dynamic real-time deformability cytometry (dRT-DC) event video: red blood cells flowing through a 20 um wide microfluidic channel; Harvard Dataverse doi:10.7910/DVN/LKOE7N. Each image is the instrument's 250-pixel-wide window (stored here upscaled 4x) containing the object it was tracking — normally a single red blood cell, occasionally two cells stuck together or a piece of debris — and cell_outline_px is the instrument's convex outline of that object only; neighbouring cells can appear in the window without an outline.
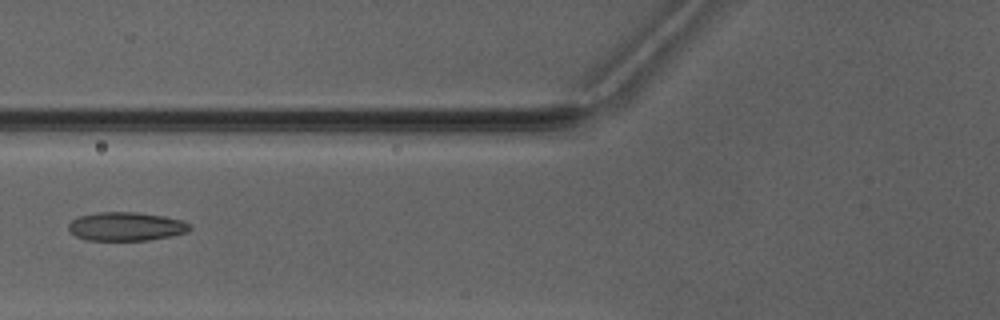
{"species": "Egyptian fruit bat (a non-hibernating species)", "species_latin": "Rousettus aegyptiacus", "temperature_condition": "warm", "stored_images_in_passage": 3, "camera_frame_rate_fps": 3000, "um_per_image_px": 0.085, "animal": {"sex": "male"}, "frame": {"image": 1, "passage_image": 2, "time_ms": 1.333, "image_size_px": [1000, 320], "cell_outline_px": [[192, 228], [188, 232], [172, 236], [148, 240], [88, 240], [76, 236], [68, 228], [68, 224], [72, 220], [80, 216], [96, 212], [136, 212], [164, 216], [180, 220], [192, 224]], "centroid_in_image_um": [10.75, 19.25], "position_along_channel_um": 115.0, "area_um2": 20.29}}
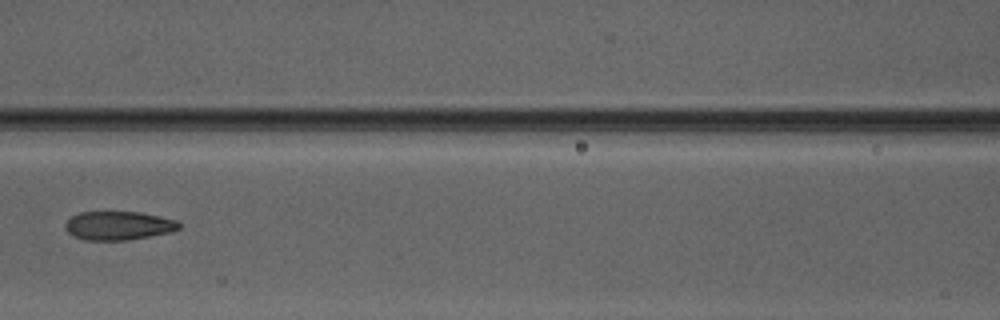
{"frame": {"image": 2, "passage_image": 3, "time_ms": 2.333, "image_size_px": [1000, 320], "cell_outline_px": [[180, 228], [168, 232], [128, 240], [84, 240], [72, 236], [64, 228], [64, 224], [72, 216], [80, 212], [140, 212], [160, 216], [176, 220], [180, 224]], "centroid_in_image_um": [10.02, 19.18], "position_along_channel_um": 156.6, "area_um2": 18.96}}